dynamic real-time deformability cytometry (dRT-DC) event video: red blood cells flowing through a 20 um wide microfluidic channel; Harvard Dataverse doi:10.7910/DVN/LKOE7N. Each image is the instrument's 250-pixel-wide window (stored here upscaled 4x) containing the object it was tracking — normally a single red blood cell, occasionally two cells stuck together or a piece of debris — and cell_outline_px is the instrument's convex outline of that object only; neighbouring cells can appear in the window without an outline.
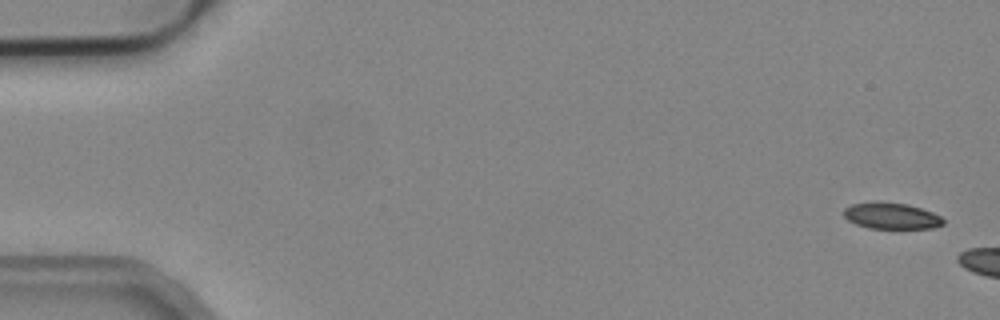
{"species": "common noctule bat (a hibernating species)", "species_latin": "Nyctalus noctula", "temperature_condition": "cold", "stored_images_in_passage": 5, "camera_frame_rate_fps": 3000, "um_per_image_px": 0.085, "animal": {"sex": "male", "body_mass_g": 19.2, "forearm_length_mm": 51.8}, "frame": {"image": 1, "passage_image": 1, "time_ms": 0.0, "image_size_px": [1000, 320], "cell_outline_px": [[944, 224], [932, 228], [868, 228], [856, 224], [848, 220], [844, 216], [844, 208], [852, 204], [872, 200], [880, 200], [908, 204], [932, 212], [940, 216], [944, 220]], "centroid_in_image_um": [75.73, 18.32], "position_along_channel_um": 9.3, "area_um2": 15.49}}